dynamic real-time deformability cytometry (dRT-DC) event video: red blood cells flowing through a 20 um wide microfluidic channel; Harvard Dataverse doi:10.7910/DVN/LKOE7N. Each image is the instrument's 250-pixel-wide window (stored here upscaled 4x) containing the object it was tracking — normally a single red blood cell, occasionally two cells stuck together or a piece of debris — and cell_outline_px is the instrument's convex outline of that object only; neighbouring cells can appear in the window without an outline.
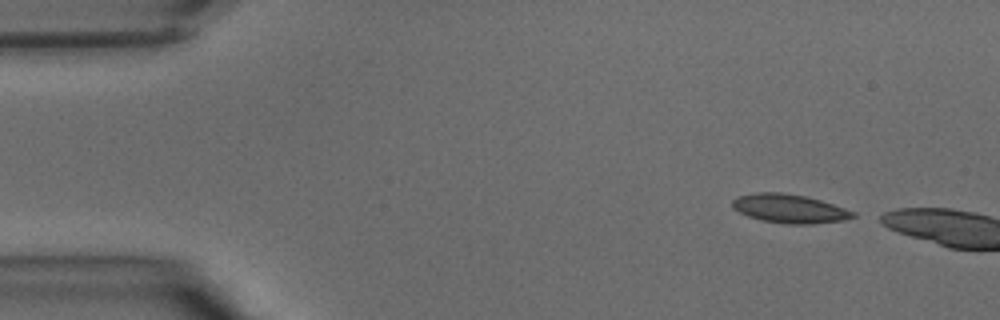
{"species": "common noctule bat (a hibernating species)", "species_latin": "Nyctalus noctula", "temperature_condition": "warm", "stored_images_in_passage": 3, "camera_frame_rate_fps": 3000, "um_per_image_px": 0.085, "animal": {"sex": "male", "body_mass_g": 15.6}, "frame": {"image": 1, "passage_image": 1, "time_ms": 0.0, "image_size_px": [1000, 320], "cell_outline_px": [[856, 216], [844, 220], [812, 224], [788, 224], [764, 220], [748, 216], [732, 208], [732, 200], [736, 196], [756, 192], [784, 192], [804, 196], [820, 200], [856, 212]], "centroid_in_image_um": [67.09, 17.72], "position_along_channel_um": 17.9, "area_um2": 20.17}}